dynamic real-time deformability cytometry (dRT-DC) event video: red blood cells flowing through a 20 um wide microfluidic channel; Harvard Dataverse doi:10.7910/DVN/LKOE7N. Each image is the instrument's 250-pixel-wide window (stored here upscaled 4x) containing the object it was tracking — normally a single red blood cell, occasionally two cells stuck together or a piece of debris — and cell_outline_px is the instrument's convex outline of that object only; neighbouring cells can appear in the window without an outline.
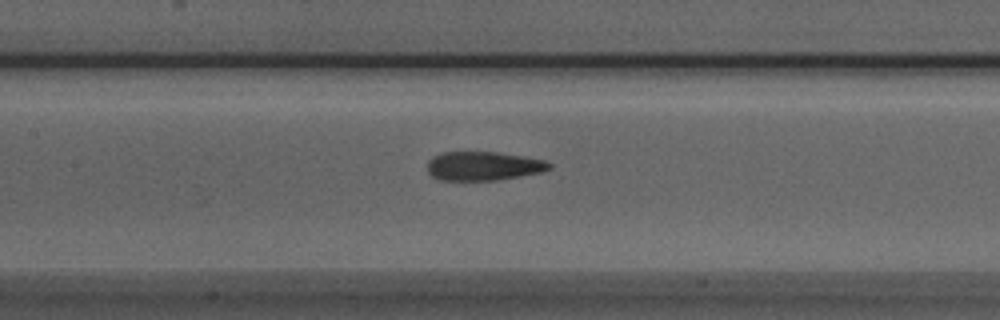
{"species": "Egyptian fruit bat (a non-hibernating species)", "species_latin": "Rousettus aegyptiacus", "temperature_condition": "room temperature", "stored_images_in_passage": 39, "camera_frame_rate_fps": 3000, "um_per_image_px": 0.085, "animal": {"sex": "male"}, "frame": {"image": 1, "passage_image": 18, "time_ms": 5.667, "image_size_px": [1000, 320], "cell_outline_px": [[552, 168], [540, 172], [496, 180], [440, 180], [432, 176], [428, 172], [428, 160], [432, 156], [440, 152], [496, 152], [524, 156], [544, 160], [552, 164]], "centroid_in_image_um": [41.06, 14.1], "position_along_channel_um": 166.3, "area_um2": 20.52}}
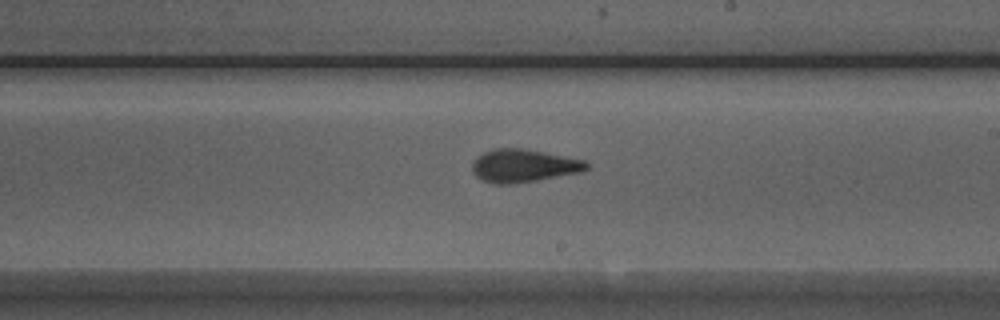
{"frame": {"image": 2, "passage_image": 24, "time_ms": 7.667, "image_size_px": [1000, 320], "cell_outline_px": [[588, 168], [580, 172], [536, 180], [508, 184], [492, 184], [480, 180], [472, 172], [472, 164], [484, 152], [496, 148], [520, 148], [584, 160], [588, 164]], "centroid_in_image_um": [44.46, 14.1], "position_along_channel_um": 244.5, "area_um2": 21.56}}
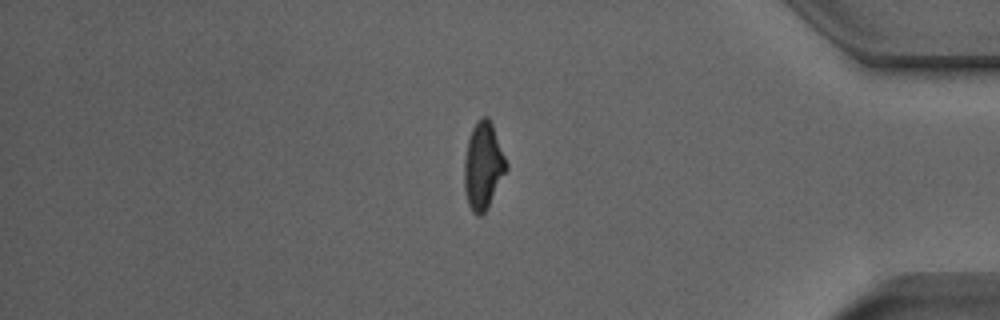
{"frame": {"image": 3, "passage_image": 38, "time_ms": 12.333, "image_size_px": [1000, 320], "cell_outline_px": [[508, 168], [488, 208], [480, 216], [476, 216], [472, 212], [468, 204], [464, 188], [464, 160], [468, 140], [472, 128], [476, 120], [480, 116], [488, 116], [492, 124], [508, 164]], "centroid_in_image_um": [41.06, 14.1], "position_along_channel_um": 394.1, "area_um2": 21.5}}